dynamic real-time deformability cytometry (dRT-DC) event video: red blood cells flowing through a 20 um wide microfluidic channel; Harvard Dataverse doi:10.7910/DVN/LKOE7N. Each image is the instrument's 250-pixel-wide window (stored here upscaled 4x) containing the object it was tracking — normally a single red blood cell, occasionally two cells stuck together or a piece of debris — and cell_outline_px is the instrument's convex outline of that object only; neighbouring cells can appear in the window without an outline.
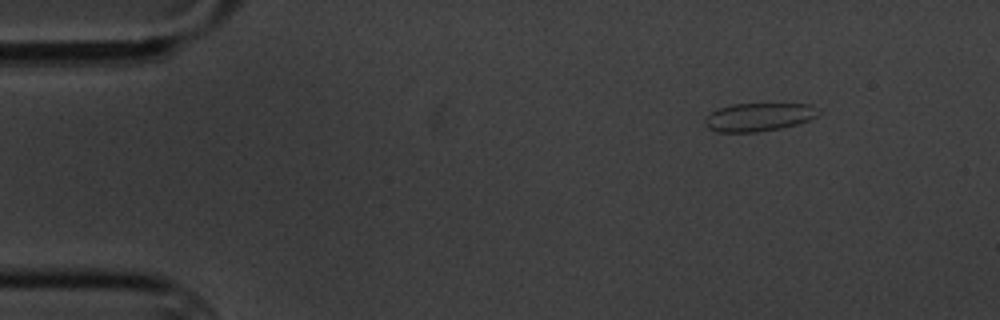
{"species": "common noctule bat (a hibernating species)", "species_latin": "Nyctalus noctula", "temperature_condition": "cold", "stored_images_in_passage": 3, "camera_frame_rate_fps": 3000, "um_per_image_px": 0.085, "animal": {"sex": "male", "body_mass_g": 20.1, "forearm_length_mm": 53.5}, "frame": {"image": 1, "passage_image": 1, "time_ms": 0.0, "image_size_px": [1000, 320], "cell_outline_px": [[820, 112], [816, 116], [800, 124], [780, 128], [756, 132], [716, 132], [708, 128], [704, 124], [704, 116], [720, 108], [732, 104], [812, 104], [820, 108]], "centroid_in_image_um": [64.5, 9.95], "position_along_channel_um": 20.5, "area_um2": 18.84}}